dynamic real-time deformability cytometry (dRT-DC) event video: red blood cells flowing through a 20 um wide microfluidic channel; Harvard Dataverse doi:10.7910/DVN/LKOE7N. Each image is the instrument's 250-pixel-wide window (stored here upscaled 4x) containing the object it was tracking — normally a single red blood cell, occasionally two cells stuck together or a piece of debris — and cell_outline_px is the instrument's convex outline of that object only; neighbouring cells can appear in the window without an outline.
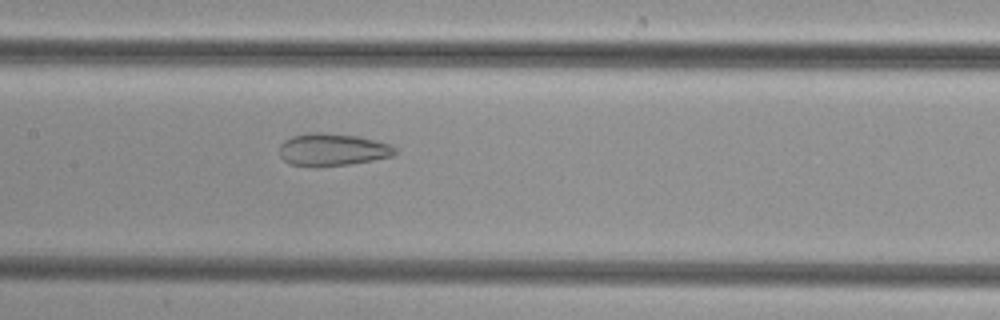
{"species": "common noctule bat (a hibernating species)", "species_latin": "Nyctalus noctula", "temperature_condition": "cold", "stored_images_in_passage": 42, "camera_frame_rate_fps": 3000, "um_per_image_px": 0.085, "animal": {"sex": "female", "body_mass_g": 29.2, "forearm_length_mm": 56.3}, "frame": {"image": 1, "passage_image": 17, "time_ms": 5.333, "image_size_px": [1000, 320], "cell_outline_px": [[396, 152], [392, 156], [352, 164], [316, 168], [288, 164], [280, 156], [280, 144], [284, 140], [292, 136], [308, 132], [324, 132], [356, 136], [392, 144], [396, 148]], "centroid_in_image_um": [28.22, 12.73], "position_along_channel_um": 179.2, "area_um2": 22.25}}
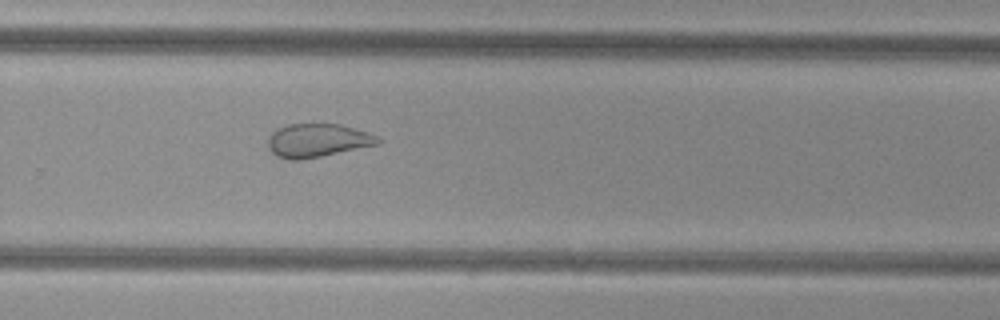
{"frame": {"image": 2, "passage_image": 26, "time_ms": 8.333, "image_size_px": [1000, 320], "cell_outline_px": [[380, 144], [300, 160], [288, 160], [276, 156], [268, 148], [268, 136], [272, 132], [288, 124], [340, 124], [368, 132], [376, 136], [380, 140]], "centroid_in_image_um": [26.97, 11.94], "position_along_channel_um": 302.8, "area_um2": 21.33}}
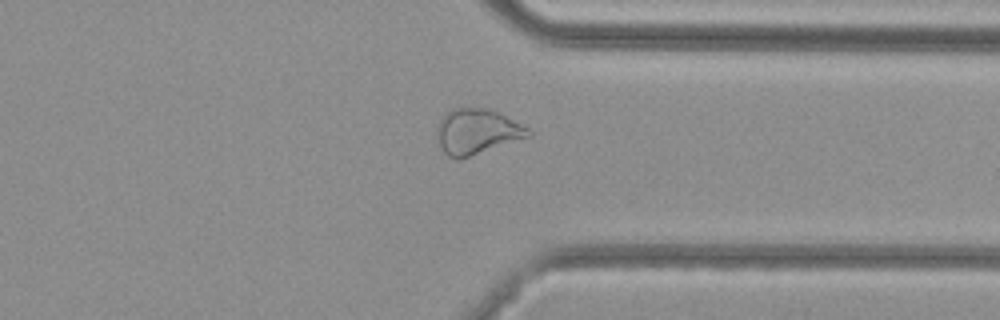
{"frame": {"image": 3, "passage_image": 31, "time_ms": 10.0, "image_size_px": [1000, 320], "cell_outline_px": [[532, 136], [456, 160], [448, 156], [440, 148], [436, 128], [440, 120], [452, 108], [488, 108], [500, 112], [528, 128], [532, 132]], "centroid_in_image_um": [40.55, 11.18], "position_along_channel_um": 370.8, "area_um2": 24.04}}